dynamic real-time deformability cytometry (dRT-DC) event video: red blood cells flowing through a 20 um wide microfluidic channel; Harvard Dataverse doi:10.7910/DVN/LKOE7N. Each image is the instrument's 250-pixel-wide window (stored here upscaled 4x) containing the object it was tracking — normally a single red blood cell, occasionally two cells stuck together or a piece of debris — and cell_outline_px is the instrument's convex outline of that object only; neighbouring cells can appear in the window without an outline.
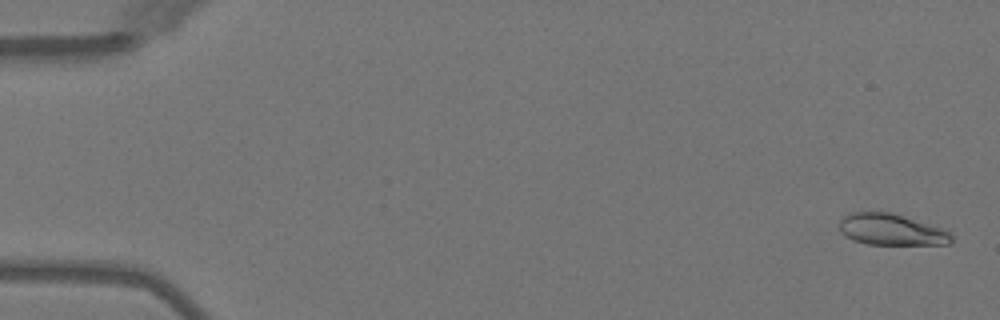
{"species": "Egyptian fruit bat (a non-hibernating species)", "species_latin": "Rousettus aegyptiacus", "temperature_condition": "warm", "stored_images_in_passage": 4, "camera_frame_rate_fps": 3000, "um_per_image_px": 0.085, "animal": {"sex": "female"}, "frame": {"image": 1, "passage_image": 1, "time_ms": 0.0, "image_size_px": [1000, 320], "cell_outline_px": [[952, 240], [948, 244], [868, 244], [852, 240], [844, 236], [840, 232], [836, 224], [844, 216], [852, 212], [892, 212], [948, 228], [952, 232]], "centroid_in_image_um": [75.79, 19.5], "position_along_channel_um": 9.2, "area_um2": 21.1}}
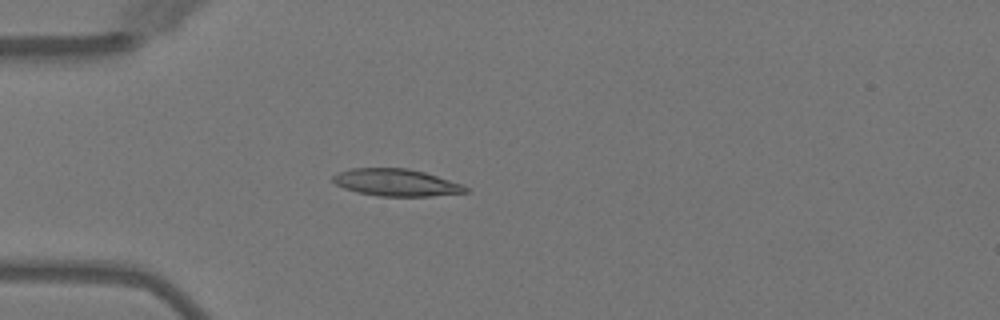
{"frame": {"image": 2, "passage_image": 4, "time_ms": 4.333, "image_size_px": [1000, 320], "cell_outline_px": [[468, 192], [428, 196], [380, 196], [356, 192], [344, 188], [336, 184], [332, 180], [332, 176], [336, 172], [352, 168], [408, 168], [424, 172], [464, 184], [468, 188]], "centroid_in_image_um": [33.66, 15.51], "position_along_channel_um": 51.3, "area_um2": 21.04}}